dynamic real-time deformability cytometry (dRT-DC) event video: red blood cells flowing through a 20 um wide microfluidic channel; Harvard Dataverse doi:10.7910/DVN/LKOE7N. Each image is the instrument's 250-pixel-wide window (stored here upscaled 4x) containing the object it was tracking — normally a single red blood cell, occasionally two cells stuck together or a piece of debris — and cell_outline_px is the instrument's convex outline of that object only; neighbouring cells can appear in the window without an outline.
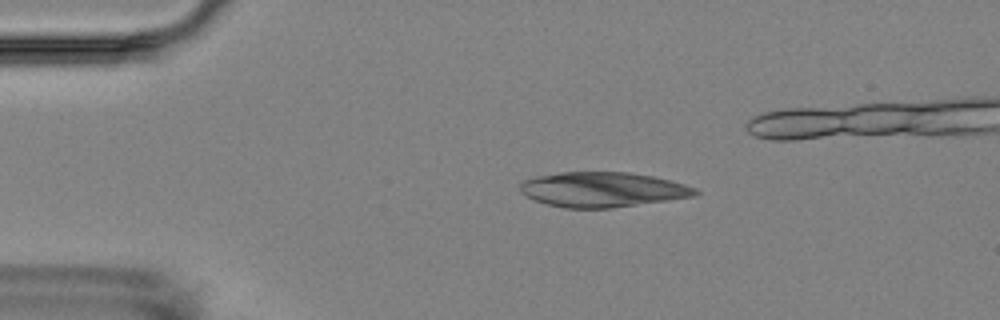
{"species": "Egyptian fruit bat (a non-hibernating species)", "species_latin": "Rousettus aegyptiacus", "temperature_condition": "room temperature", "stored_images_in_passage": 4, "camera_frame_rate_fps": 3000, "um_per_image_px": 0.085, "animal": {"sex": "female"}, "frame": {"image": 1, "passage_image": 2, "time_ms": 1.333, "image_size_px": [1000, 320], "cell_outline_px": [[700, 192], [696, 196], [612, 208], [564, 208], [548, 204], [536, 200], [520, 192], [520, 184], [524, 180], [536, 176], [560, 172], [628, 172], [652, 176], [684, 184], [696, 188]], "centroid_in_image_um": [51.23, 16.11], "position_along_channel_um": 33.8, "area_um2": 35.55}}